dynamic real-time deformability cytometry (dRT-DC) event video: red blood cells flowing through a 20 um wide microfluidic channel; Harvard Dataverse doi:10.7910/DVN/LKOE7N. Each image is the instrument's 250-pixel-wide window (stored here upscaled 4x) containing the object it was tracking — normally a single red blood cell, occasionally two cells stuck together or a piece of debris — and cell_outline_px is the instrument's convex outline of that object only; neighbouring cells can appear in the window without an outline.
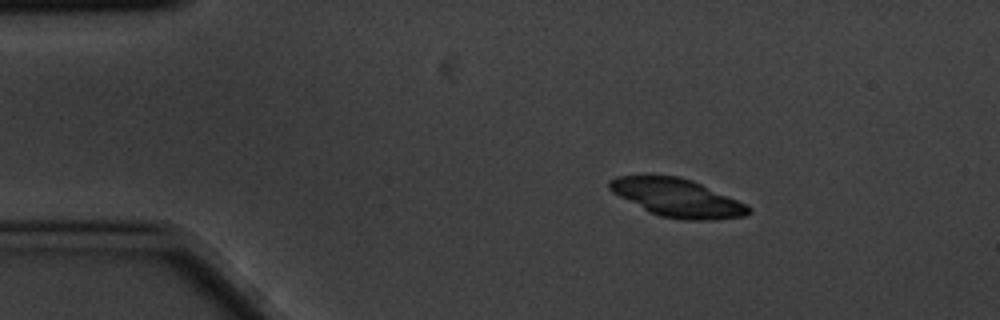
{"species": "common noctule bat (a hibernating species)", "species_latin": "Nyctalus noctula", "temperature_condition": "cold", "stored_images_in_passage": 3, "camera_frame_rate_fps": 3000, "um_per_image_px": 0.085, "animal": {"sex": "male", "body_mass_g": 20.1, "forearm_length_mm": 53.5}, "frame": {"image": 1, "passage_image": 1, "time_ms": 0.0, "image_size_px": [1000, 320], "cell_outline_px": [[752, 212], [744, 216], [712, 220], [680, 220], [660, 216], [648, 212], [612, 192], [608, 188], [608, 180], [616, 176], [680, 176], [692, 180], [748, 204], [752, 208]], "centroid_in_image_um": [57.58, 16.83], "position_along_channel_um": 27.4, "area_um2": 30.98}}